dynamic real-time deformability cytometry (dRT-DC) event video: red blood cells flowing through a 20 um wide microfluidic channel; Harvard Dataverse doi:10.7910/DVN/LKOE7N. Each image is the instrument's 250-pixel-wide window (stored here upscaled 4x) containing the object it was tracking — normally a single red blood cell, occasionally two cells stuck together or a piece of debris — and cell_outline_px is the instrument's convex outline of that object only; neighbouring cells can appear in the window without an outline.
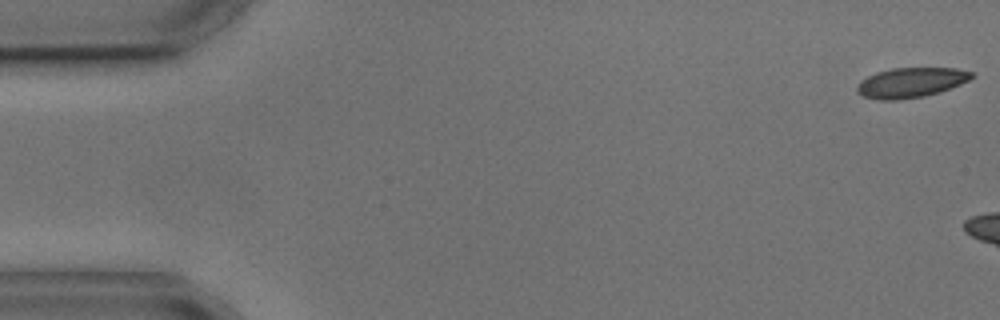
{"species": "common noctule bat (a hibernating species)", "species_latin": "Nyctalus noctula", "temperature_condition": "cold", "stored_images_in_passage": 3, "camera_frame_rate_fps": 3000, "um_per_image_px": 0.085, "animal": {"sex": "male", "body_mass_g": 17.9, "forearm_length_mm": 54.2}, "frame": {"image": 1, "passage_image": 1, "time_ms": 0.0, "image_size_px": [1000, 320], "cell_outline_px": [[976, 76], [960, 84], [940, 92], [924, 96], [896, 100], [876, 100], [864, 96], [856, 92], [856, 88], [868, 76], [876, 72], [892, 68], [956, 68], [972, 72]], "centroid_in_image_um": [77.44, 7.02], "position_along_channel_um": 7.6, "area_um2": 19.88}}